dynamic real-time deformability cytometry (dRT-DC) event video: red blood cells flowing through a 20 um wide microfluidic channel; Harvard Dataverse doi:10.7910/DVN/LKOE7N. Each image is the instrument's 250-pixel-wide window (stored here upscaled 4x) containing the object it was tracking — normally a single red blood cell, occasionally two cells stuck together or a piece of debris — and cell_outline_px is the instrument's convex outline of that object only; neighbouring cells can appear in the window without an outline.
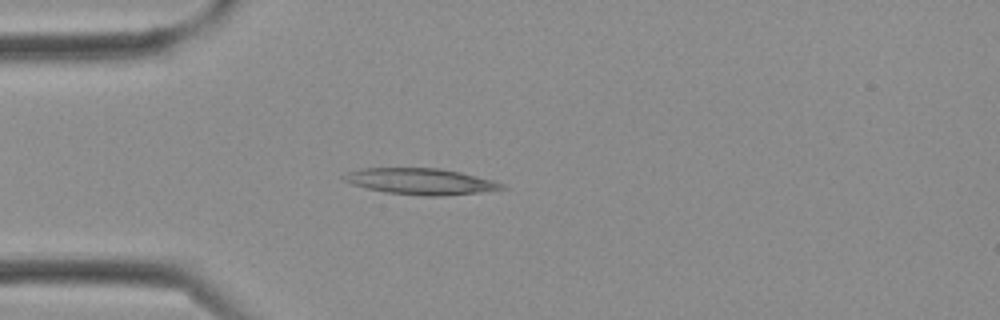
{"species": "Egyptian fruit bat (a non-hibernating species)", "species_latin": "Rousettus aegyptiacus", "temperature_condition": "cold", "stored_images_in_passage": 3, "camera_frame_rate_fps": 3000, "um_per_image_px": 0.085, "frame": {"image": 1, "passage_image": 3, "time_ms": 0.667, "image_size_px": [1000, 320], "cell_outline_px": [[508, 188], [480, 192], [440, 196], [428, 196], [384, 192], [352, 184], [344, 180], [340, 176], [348, 172], [360, 168], [440, 168], [460, 172], [492, 180], [504, 184]], "centroid_in_image_um": [35.74, 15.41], "position_along_channel_um": 49.3, "area_um2": 23.99}}